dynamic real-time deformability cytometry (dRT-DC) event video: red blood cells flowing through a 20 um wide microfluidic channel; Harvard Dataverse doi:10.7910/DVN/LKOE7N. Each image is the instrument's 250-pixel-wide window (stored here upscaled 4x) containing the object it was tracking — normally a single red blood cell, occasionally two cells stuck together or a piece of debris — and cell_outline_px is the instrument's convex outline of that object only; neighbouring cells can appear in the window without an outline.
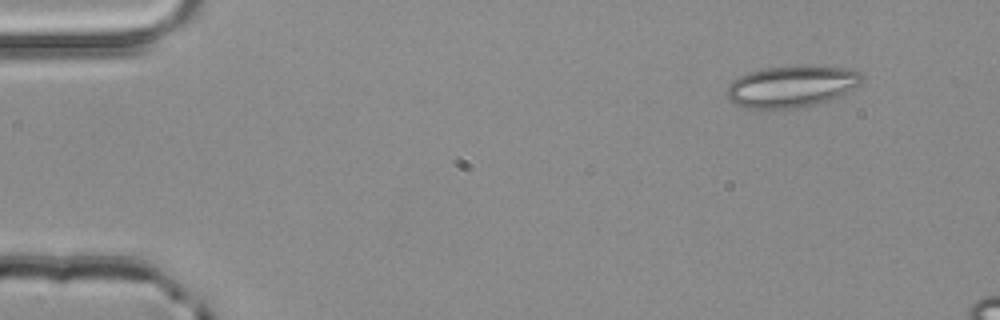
{"species": "common noctule bat (a hibernating species)", "species_latin": "Nyctalus noctula", "temperature_condition": "room temperature", "stored_images_in_passage": 3, "camera_frame_rate_fps": 3000, "um_per_image_px": 0.085, "animal": {"sex": "male", "body_mass_g": 20.4}, "frame": {"image": 1, "passage_image": 1, "time_ms": 0.0, "image_size_px": [1000, 320], "cell_outline_px": [[864, 80], [856, 88], [840, 96], [816, 104], [800, 108], [744, 108], [728, 100], [724, 92], [728, 84], [732, 80], [748, 72], [764, 68], [796, 64], [808, 64], [848, 68], [860, 72], [864, 76]], "centroid_in_image_um": [67.3, 7.31], "position_along_channel_um": 17.7, "area_um2": 33.7}}